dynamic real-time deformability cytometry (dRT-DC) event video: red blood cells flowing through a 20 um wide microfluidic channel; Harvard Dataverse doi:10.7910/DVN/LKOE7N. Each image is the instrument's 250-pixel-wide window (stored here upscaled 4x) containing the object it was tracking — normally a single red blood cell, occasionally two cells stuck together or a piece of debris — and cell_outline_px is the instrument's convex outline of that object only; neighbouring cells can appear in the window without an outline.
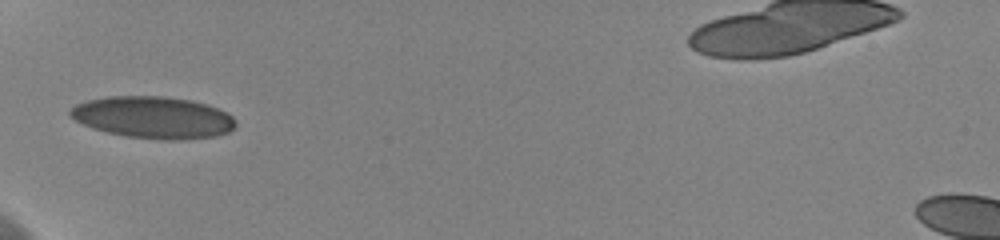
{"species": "human", "species_latin": "Homo sapiens", "temperature_condition": "cold", "stored_images_in_passage": 36, "camera_frame_rate_fps": 3000, "um_per_image_px": 0.085, "donor": {"sex": "female"}, "frame": {"image": 1, "passage_image": 1, "time_ms": 0.0, "image_size_px": [1000, 240], "cell_outline_px": [[236, 124], [228, 132], [216, 136], [180, 140], [160, 140], [128, 136], [108, 132], [92, 128], [68, 116], [68, 112], [76, 104], [88, 100], [108, 96], [164, 96], [192, 100], [208, 104], [228, 112], [236, 120]], "centroid_in_image_um": [13.05, 9.97], "position_along_channel_um": 72.0, "area_um2": 40.58}}
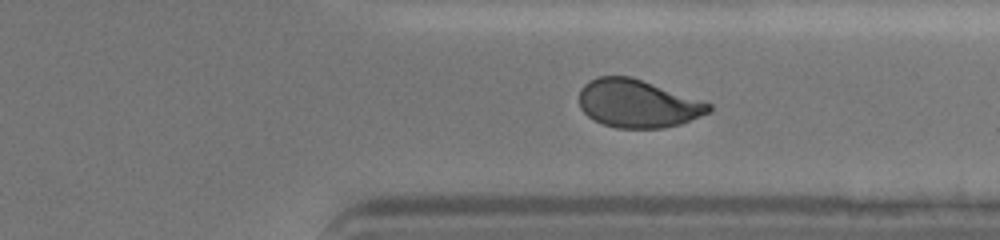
{"frame": {"image": 2, "passage_image": 25, "time_ms": 8.0, "image_size_px": [1000, 240], "cell_outline_px": [[712, 108], [708, 112], [700, 116], [680, 124], [664, 128], [616, 128], [592, 120], [580, 108], [580, 88], [584, 84], [600, 76], [632, 76], [712, 104]], "centroid_in_image_um": [54.19, 8.81], "position_along_channel_um": 357.2, "area_um2": 36.13}}
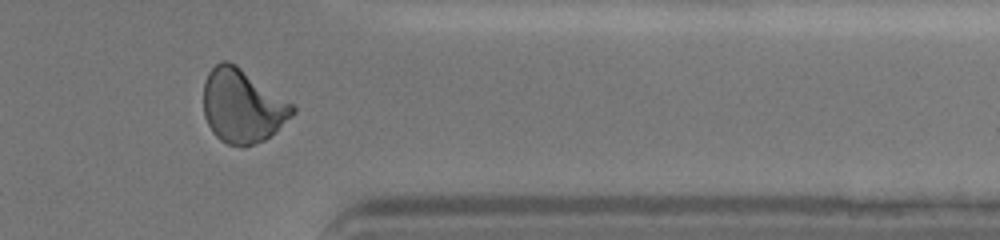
{"frame": {"image": 3, "passage_image": 28, "time_ms": 9.0, "image_size_px": [1000, 240], "cell_outline_px": [[296, 112], [292, 116], [264, 140], [244, 148], [228, 144], [220, 140], [212, 132], [204, 116], [204, 84], [208, 72], [220, 60], [228, 60], [236, 64], [292, 104], [296, 108]], "centroid_in_image_um": [20.58, 9.01], "position_along_channel_um": 390.8, "area_um2": 38.03}, "authors_computed_cell_mechanics": {"area_um2": 37.1076, "velocity_mm_per_s": 3.6189, "shape_relaxation_time_tau1_ms": 6.237, "shape_relaxation_time_tau2_ms": 0.8379, "deformation_change_tau1": 0.1608, "deformation_change_tau2": 0.0514}}